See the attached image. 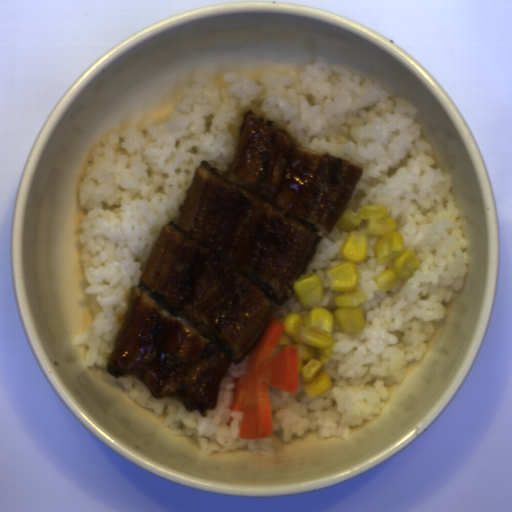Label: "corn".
<instances>
[{"mask_svg": "<svg viewBox=\"0 0 512 512\" xmlns=\"http://www.w3.org/2000/svg\"><path fill=\"white\" fill-rule=\"evenodd\" d=\"M388 216V208L381 205L363 206L359 211L344 210L334 225L348 232L340 252L343 262L326 271L330 291L338 292L335 311L316 307L305 317L290 311L283 320L286 329L276 345L296 347L298 377L310 398L333 386L331 376L323 367L337 343L333 339L334 322L342 333L355 335L365 330L364 312L360 307L367 295L358 288L356 264L368 260V238H379L375 251L379 264L393 260L391 267L375 279L379 292L393 289L400 279L408 281L413 271H421L417 254L405 249L401 234Z\"/></svg>", "mask_w": 512, "mask_h": 512, "instance_id": "51d56268", "label": "corn"}, {"mask_svg": "<svg viewBox=\"0 0 512 512\" xmlns=\"http://www.w3.org/2000/svg\"><path fill=\"white\" fill-rule=\"evenodd\" d=\"M292 288L300 305L304 308L316 306L322 301V280L318 274L312 272L299 276L292 283Z\"/></svg>", "mask_w": 512, "mask_h": 512, "instance_id": "f1292c28", "label": "corn"}]
</instances>
